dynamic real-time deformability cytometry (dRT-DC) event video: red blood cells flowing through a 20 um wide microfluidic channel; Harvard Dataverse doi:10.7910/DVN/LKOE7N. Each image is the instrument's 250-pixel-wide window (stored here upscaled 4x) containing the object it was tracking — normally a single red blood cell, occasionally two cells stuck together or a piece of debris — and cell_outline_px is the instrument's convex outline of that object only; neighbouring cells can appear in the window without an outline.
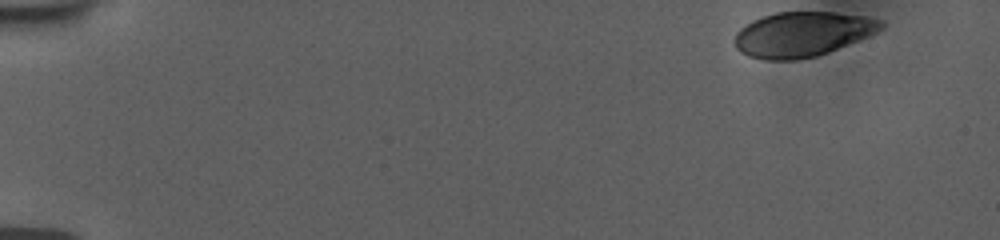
{"species": "human", "species_latin": "Homo sapiens", "temperature_condition": "room temperature", "stored_images_in_passage": 46, "camera_frame_rate_fps": 3000, "um_per_image_px": 0.085, "donor": {"sex": "female"}, "frame": {"image": 1, "passage_image": 1, "time_ms": 0.0, "image_size_px": [1000, 240], "cell_outline_px": [[884, 28], [868, 36], [828, 52], [816, 56], [796, 60], [764, 60], [748, 56], [740, 52], [736, 48], [736, 32], [740, 28], [752, 20], [776, 12], [832, 12], [864, 16], [880, 20], [884, 24]], "centroid_in_image_um": [68.18, 2.91], "position_along_channel_um": 16.8, "area_um2": 38.09}}
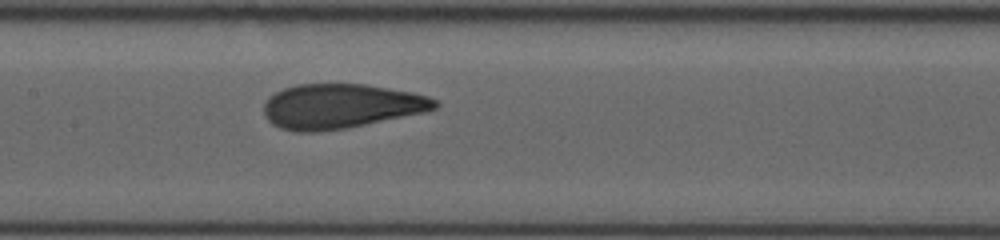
{"frame": {"image": 2, "passage_image": 26, "time_ms": 8.333, "image_size_px": [1000, 240], "cell_outline_px": [[440, 104], [436, 108], [424, 112], [348, 128], [316, 132], [296, 132], [280, 128], [272, 124], [264, 116], [264, 104], [268, 96], [284, 88], [296, 84], [368, 84], [412, 92], [428, 96], [436, 100]], "centroid_in_image_um": [28.95, 9.03], "position_along_channel_um": 178.4, "area_um2": 44.74}}
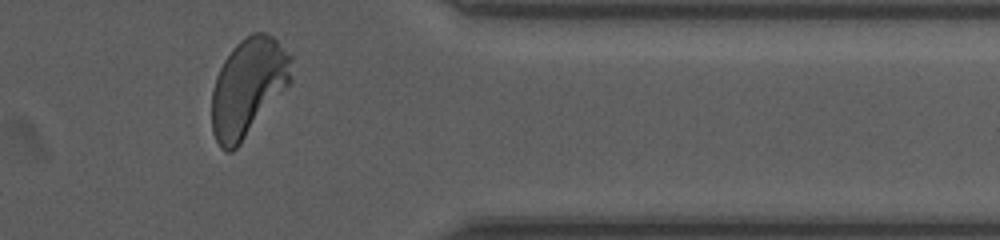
{"frame": {"image": 3, "passage_image": 44, "time_ms": 14.333, "image_size_px": [1000, 240], "cell_outline_px": [[292, 80], [240, 144], [232, 152], [224, 152], [220, 148], [212, 132], [212, 92], [216, 76], [224, 60], [232, 48], [240, 40], [252, 32], [264, 32], [272, 36], [292, 56]], "centroid_in_image_um": [21.08, 7.4], "position_along_channel_um": 390.3, "area_um2": 45.32}, "authors_computed_cell_mechanics": {"area_um2": 44.1014, "velocity_mm_per_s": 3.7223, "shape_relaxation_time_tau1_ms": 3.5227, "shape_relaxation_time_tau2_ms": 0.8325, "deformation_change_tau1": 0.155, "deformation_change_tau2": 0.0574}}